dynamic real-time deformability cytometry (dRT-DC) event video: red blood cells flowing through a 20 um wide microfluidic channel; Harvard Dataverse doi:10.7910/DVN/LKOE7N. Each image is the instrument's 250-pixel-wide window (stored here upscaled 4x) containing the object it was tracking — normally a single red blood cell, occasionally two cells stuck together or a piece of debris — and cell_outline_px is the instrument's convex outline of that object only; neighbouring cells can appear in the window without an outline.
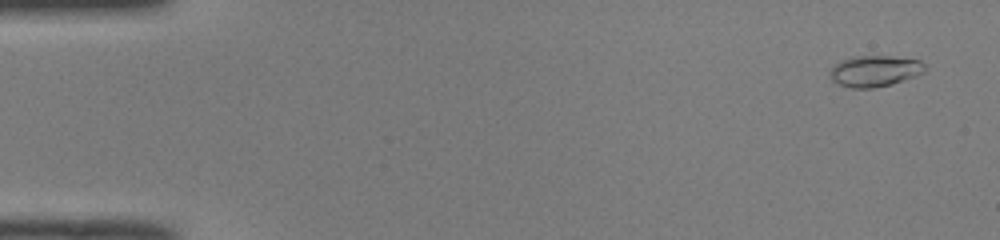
{"species": "common noctule bat (a hibernating species)", "species_latin": "Nyctalus noctula", "temperature_condition": "room temperature", "stored_images_in_passage": 52, "camera_frame_rate_fps": 3000, "um_per_image_px": 0.085, "animal": {"sex": "male", "body_mass_g": 19.0, "forearm_length_mm": 50.8}, "frame": {"image": 1, "passage_image": 3, "time_ms": 0.667, "image_size_px": [1000, 240], "cell_outline_px": [[928, 68], [924, 72], [916, 76], [892, 84], [872, 88], [852, 88], [840, 84], [832, 80], [828, 76], [828, 72], [836, 64], [852, 56], [892, 56], [920, 60]], "centroid_in_image_um": [74.38, 6.04], "position_along_channel_um": 10.6, "area_um2": 17.28}}
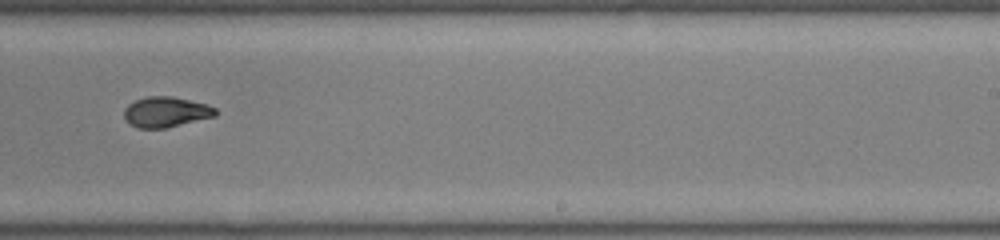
{"frame": {"image": 2, "passage_image": 33, "time_ms": 10.667, "image_size_px": [1000, 240], "cell_outline_px": [[216, 116], [164, 128], [136, 128], [128, 124], [124, 116], [124, 108], [128, 104], [136, 100], [148, 96], [172, 96], [208, 104], [216, 108]], "centroid_in_image_um": [14.08, 9.51], "position_along_channel_um": 274.9, "area_um2": 16.24}}
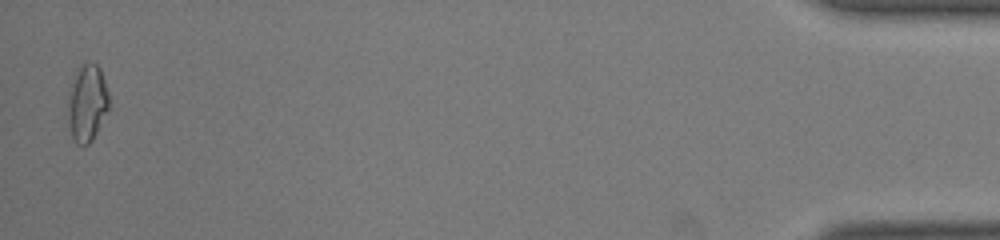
{"frame": {"image": 3, "passage_image": 51, "time_ms": 16.667, "image_size_px": [1000, 240], "cell_outline_px": [[108, 108], [92, 140], [88, 144], [76, 144], [72, 140], [68, 124], [68, 96], [76, 68], [80, 64], [96, 64], [100, 68], [108, 92]], "centroid_in_image_um": [7.37, 8.76], "position_along_channel_um": 427.8, "area_um2": 18.26}, "authors_computed_cell_mechanics": {"area_um2": 16.5886, "velocity_mm_per_s": 4.0139, "shape_relaxation_time_tau1_ms": 8.0662, "shape_relaxation_time_tau2_ms": 3.8197, "deformation_change_tau1": 0.2387, "deformation_change_tau2": 0.0832}}